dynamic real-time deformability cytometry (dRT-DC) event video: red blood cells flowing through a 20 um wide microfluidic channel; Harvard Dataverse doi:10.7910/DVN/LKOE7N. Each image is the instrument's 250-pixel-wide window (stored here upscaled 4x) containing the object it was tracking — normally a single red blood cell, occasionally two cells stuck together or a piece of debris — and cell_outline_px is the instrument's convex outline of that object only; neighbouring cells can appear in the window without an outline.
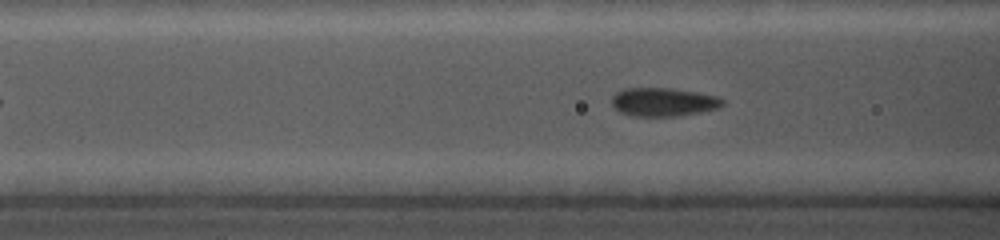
{"species": "common noctule bat (a hibernating species)", "species_latin": "Nyctalus noctula", "temperature_condition": "cold", "stored_images_in_passage": 28, "camera_frame_rate_fps": 5000, "um_per_image_px": 0.085, "animal": {"sex": "female", "body_mass_g": 19.0, "forearm_length_mm": 56.7}, "frame": {"image": 1, "passage_image": 6, "time_ms": 1.8, "image_size_px": [1000, 240], "cell_outline_px": [[724, 104], [720, 108], [700, 112], [676, 116], [632, 116], [620, 112], [612, 104], [612, 96], [616, 92], [624, 88], [672, 88], [696, 92], [716, 96], [724, 100]], "centroid_in_image_um": [56.39, 8.67], "position_along_channel_um": 110.2, "area_um2": 18.44}}
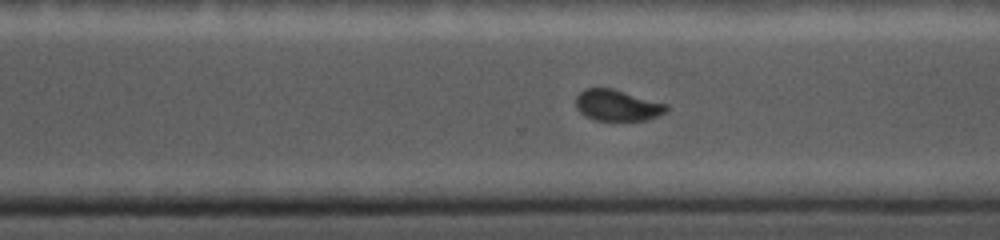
{"frame": {"image": 2, "passage_image": 20, "time_ms": 7.4, "image_size_px": [1000, 240], "cell_outline_px": [[668, 112], [660, 116], [644, 120], [596, 120], [580, 112], [576, 108], [576, 96], [584, 88], [612, 88], [668, 104]], "centroid_in_image_um": [52.5, 8.95], "position_along_channel_um": 318.1, "area_um2": 16.47}}
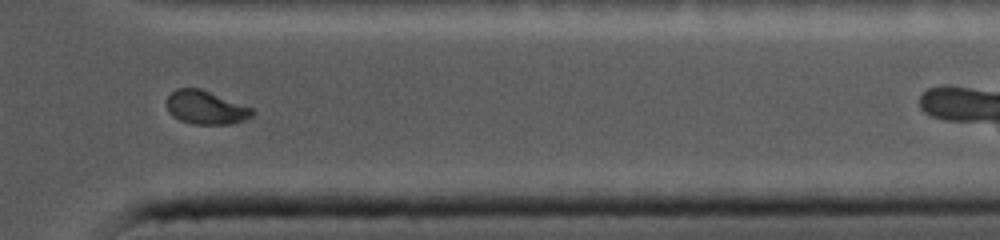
{"frame": {"image": 3, "passage_image": 24, "time_ms": 9.4, "image_size_px": [1000, 240], "cell_outline_px": [[256, 112], [252, 116], [244, 120], [232, 124], [192, 124], [180, 120], [172, 116], [168, 112], [168, 96], [176, 88], [200, 88], [252, 108]], "centroid_in_image_um": [17.5, 9.15], "position_along_channel_um": 393.9, "area_um2": 16.65}}